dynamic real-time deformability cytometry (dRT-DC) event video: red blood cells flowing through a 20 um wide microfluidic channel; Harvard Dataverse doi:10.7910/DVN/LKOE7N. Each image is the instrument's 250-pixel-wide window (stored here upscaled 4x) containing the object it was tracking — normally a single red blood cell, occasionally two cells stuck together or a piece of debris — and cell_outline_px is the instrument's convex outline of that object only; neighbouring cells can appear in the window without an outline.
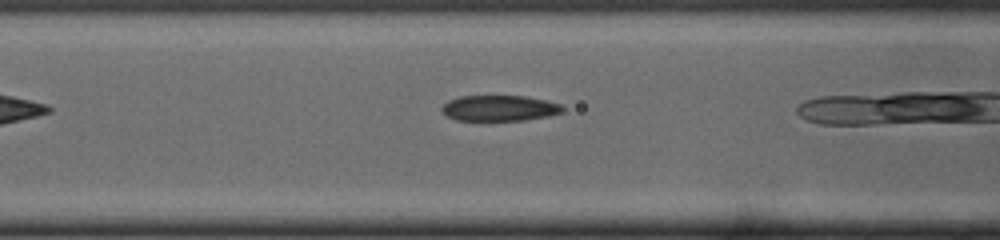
{"species": "common noctule bat (a hibernating species)", "species_latin": "Nyctalus noctula", "temperature_condition": "cold", "stored_images_in_passage": 9, "camera_frame_rate_fps": 3000, "um_per_image_px": 0.085, "animal": {"sex": "male", "body_mass_g": 19.0, "forearm_length_mm": 50.8}, "frame": {"image": 1, "passage_image": 7, "time_ms": 2.0, "image_size_px": [1000, 240], "cell_outline_px": [[564, 112], [548, 116], [524, 120], [456, 120], [448, 116], [440, 108], [448, 100], [460, 96], [524, 96], [544, 100], [560, 104], [564, 108]], "centroid_in_image_um": [42.46, 9.19], "position_along_channel_um": 124.1, "area_um2": 17.98}}